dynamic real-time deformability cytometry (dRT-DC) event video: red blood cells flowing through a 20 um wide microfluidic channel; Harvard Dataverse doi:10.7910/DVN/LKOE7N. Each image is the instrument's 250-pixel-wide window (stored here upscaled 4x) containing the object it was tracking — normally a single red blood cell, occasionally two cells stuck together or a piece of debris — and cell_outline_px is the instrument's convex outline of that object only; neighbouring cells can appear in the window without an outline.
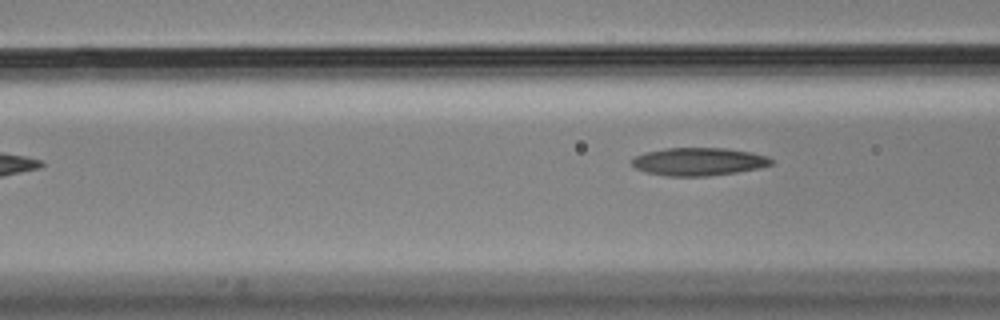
{"species": "Egyptian fruit bat (a non-hibernating species)", "species_latin": "Rousettus aegyptiacus", "temperature_condition": "cold", "stored_images_in_passage": 3, "camera_frame_rate_fps": 3000, "um_per_image_px": 0.085, "animal": {"sex": "male"}, "frame": {"image": 1, "passage_image": 3, "time_ms": 0.667, "image_size_px": [1000, 320], "cell_outline_px": [[772, 164], [760, 168], [736, 172], [708, 176], [668, 176], [648, 172], [636, 168], [632, 164], [632, 156], [644, 152], [668, 148], [724, 148], [752, 152], [768, 156], [772, 160]], "centroid_in_image_um": [59.38, 13.73], "position_along_channel_um": 107.2, "area_um2": 22.66}}